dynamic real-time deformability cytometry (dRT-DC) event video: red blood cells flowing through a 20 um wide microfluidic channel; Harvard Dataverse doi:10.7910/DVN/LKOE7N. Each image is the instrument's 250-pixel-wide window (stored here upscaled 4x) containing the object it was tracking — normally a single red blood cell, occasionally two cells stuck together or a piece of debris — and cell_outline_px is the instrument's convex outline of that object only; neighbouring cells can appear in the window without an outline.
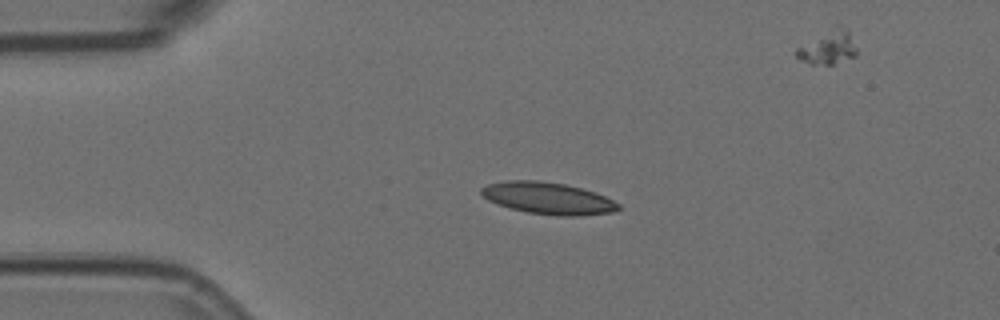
{"species": "Egyptian fruit bat (a non-hibernating species)", "species_latin": "Rousettus aegyptiacus", "temperature_condition": "room temperature", "stored_images_in_passage": 10, "segment_of_instrument_passage": [1, 2], "camera_frame_rate_fps": 3000, "um_per_image_px": 0.085, "animal": {"sex": "female"}, "frame": {"image": 1, "passage_image": 3, "time_ms": 0.667, "image_size_px": [1000, 320], "cell_outline_px": [[620, 208], [612, 212], [576, 216], [560, 216], [528, 212], [496, 204], [488, 200], [480, 192], [480, 188], [488, 184], [504, 180], [536, 180], [564, 184], [596, 192], [620, 204]], "centroid_in_image_um": [46.56, 16.84], "position_along_channel_um": 38.4, "area_um2": 25.32}}
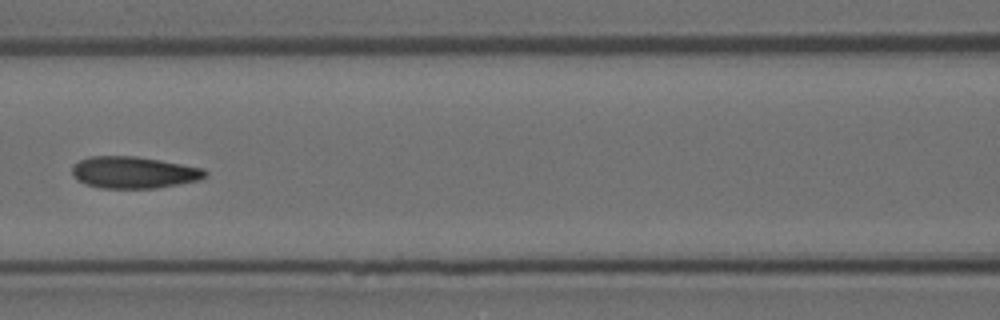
{"frame": {"image": 2, "passage_image": 6, "time_ms": 1.667, "image_size_px": [1000, 320], "cell_outline_px": [[208, 176], [200, 180], [156, 188], [100, 188], [84, 184], [76, 180], [72, 176], [72, 164], [80, 160], [92, 156], [136, 156], [160, 160], [204, 168], [208, 172]], "centroid_in_image_um": [11.36, 14.66], "position_along_channel_um": 155.2, "area_um2": 24.91}}
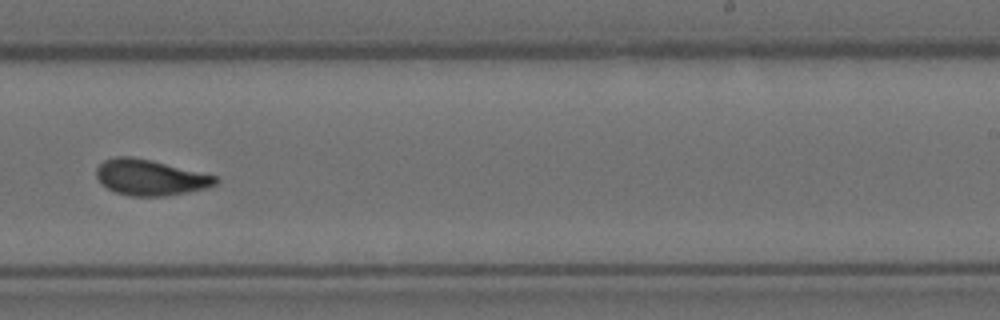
{"frame": {"image": 3, "passage_image": 9, "time_ms": 2.667, "image_size_px": [1000, 320], "cell_outline_px": [[220, 180], [216, 184], [208, 188], [188, 192], [164, 196], [128, 196], [116, 192], [108, 188], [96, 176], [96, 168], [104, 160], [116, 156], [132, 156], [152, 160], [216, 176]], "centroid_in_image_um": [12.78, 15.08], "position_along_channel_um": 276.2, "area_um2": 24.8}}